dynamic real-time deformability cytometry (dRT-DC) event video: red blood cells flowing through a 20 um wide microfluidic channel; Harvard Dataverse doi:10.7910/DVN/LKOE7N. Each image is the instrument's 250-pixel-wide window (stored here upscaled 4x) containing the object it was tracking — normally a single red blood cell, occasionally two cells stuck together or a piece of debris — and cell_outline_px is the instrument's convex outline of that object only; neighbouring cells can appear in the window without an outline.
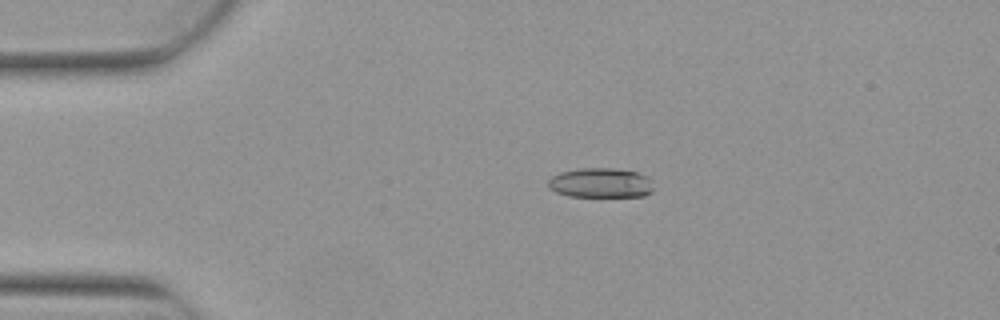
{"species": "Egyptian fruit bat (a non-hibernating species)", "species_latin": "Rousettus aegyptiacus", "temperature_condition": "warm", "stored_images_in_passage": 2, "camera_frame_rate_fps": 3000, "um_per_image_px": 0.085, "animal": {"sex": "female"}, "frame": {"image": 1, "passage_image": 1, "time_ms": 0.0, "image_size_px": [1000, 320], "cell_outline_px": [[652, 192], [644, 196], [568, 196], [556, 192], [548, 188], [548, 180], [552, 176], [560, 172], [580, 168], [616, 168], [636, 172], [644, 176], [648, 180], [652, 188]], "centroid_in_image_um": [50.99, 15.54], "position_along_channel_um": 34.0, "area_um2": 18.09}}